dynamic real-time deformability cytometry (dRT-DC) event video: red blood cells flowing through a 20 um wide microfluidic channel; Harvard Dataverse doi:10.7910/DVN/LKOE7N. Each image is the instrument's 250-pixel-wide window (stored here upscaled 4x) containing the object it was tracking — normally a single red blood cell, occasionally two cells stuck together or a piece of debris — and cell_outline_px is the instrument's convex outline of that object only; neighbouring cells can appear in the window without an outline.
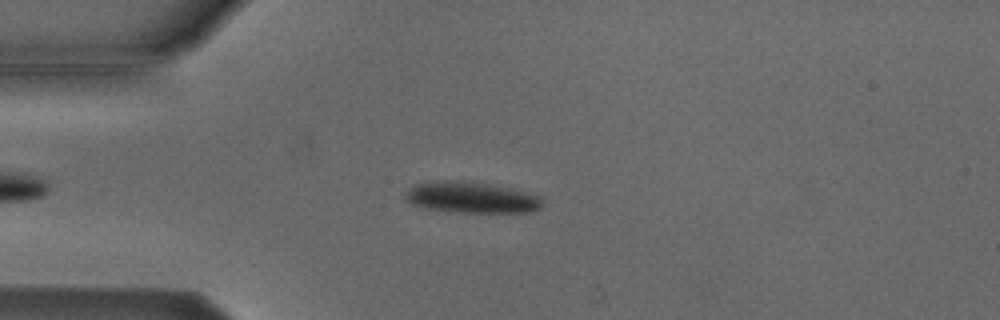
{"species": "Egyptian fruit bat (a non-hibernating species)", "species_latin": "Rousettus aegyptiacus", "temperature_condition": "cold", "stored_images_in_passage": 6, "camera_frame_rate_fps": 3000, "um_per_image_px": 0.085, "animal": {"sex": "male"}, "frame": {"image": 1, "passage_image": 4, "time_ms": 3.333, "image_size_px": [1000, 320], "cell_outline_px": [[544, 204], [540, 208], [532, 212], [456, 212], [424, 208], [412, 204], [404, 200], [404, 196], [408, 188], [416, 184], [428, 180], [460, 180], [488, 184], [512, 188], [540, 196], [544, 200]], "centroid_in_image_um": [40.04, 16.77], "position_along_channel_um": 45.0, "area_um2": 25.26}}
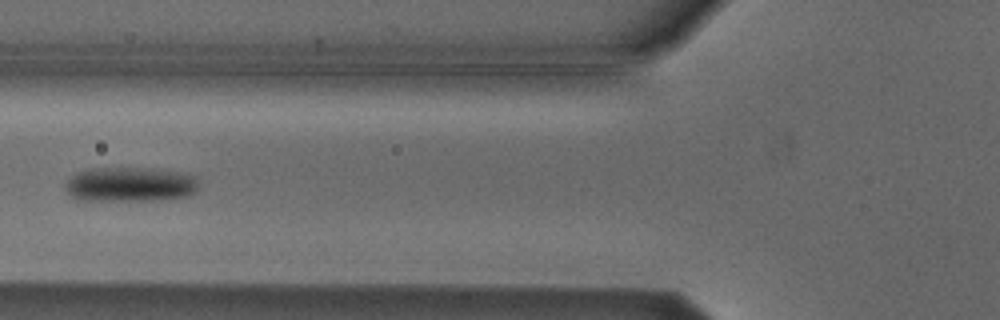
{"frame": {"image": 2, "passage_image": 6, "time_ms": 5.667, "image_size_px": [1000, 320], "cell_outline_px": [[196, 188], [188, 196], [160, 200], [76, 200], [64, 188], [64, 184], [76, 172], [88, 168], [136, 168], [168, 172], [192, 176], [196, 180]], "centroid_in_image_um": [10.92, 15.7], "position_along_channel_um": 114.9, "area_um2": 26.3}}